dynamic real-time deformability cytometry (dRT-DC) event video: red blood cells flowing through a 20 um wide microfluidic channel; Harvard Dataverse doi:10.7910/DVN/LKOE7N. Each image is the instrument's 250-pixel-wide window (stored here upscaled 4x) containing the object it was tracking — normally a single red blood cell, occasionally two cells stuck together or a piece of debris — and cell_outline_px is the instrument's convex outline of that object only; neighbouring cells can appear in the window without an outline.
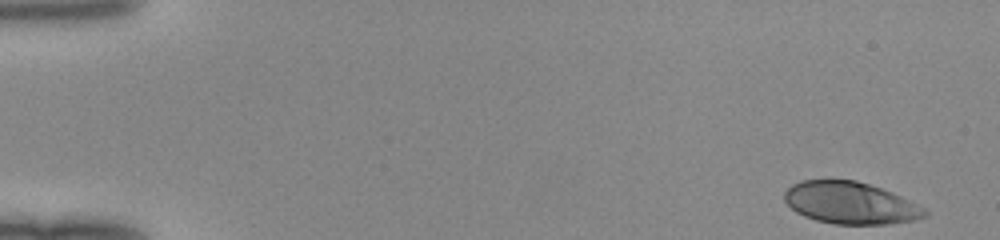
{"species": "human", "species_latin": "Homo sapiens", "temperature_condition": "room temperature", "stored_images_in_passage": 48, "camera_frame_rate_fps": 3000, "um_per_image_px": 0.085, "donor": {"sex": "female"}, "frame": {"image": 1, "passage_image": 1, "time_ms": 0.0, "image_size_px": [1000, 240], "cell_outline_px": [[928, 216], [916, 220], [888, 224], [836, 224], [816, 220], [804, 216], [796, 212], [784, 200], [784, 192], [792, 184], [800, 180], [856, 180], [892, 192], [924, 208], [928, 212]], "centroid_in_image_um": [72.28, 17.25], "position_along_channel_um": 12.7, "area_um2": 34.28}}
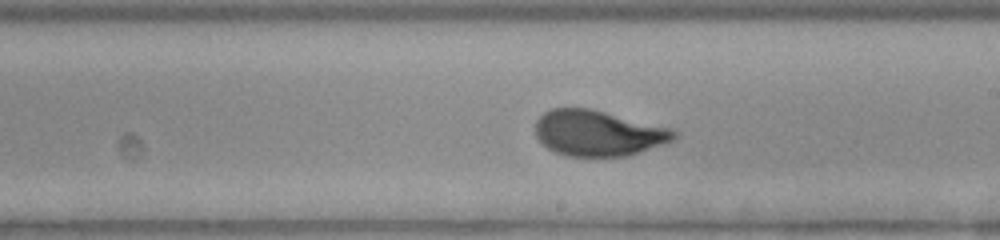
{"frame": {"image": 2, "passage_image": 28, "time_ms": 9.0, "image_size_px": [1000, 240], "cell_outline_px": [[680, 132], [676, 140], [668, 144], [628, 156], [568, 156], [556, 152], [548, 148], [536, 136], [536, 120], [544, 112], [552, 108], [592, 108], [672, 128]], "centroid_in_image_um": [50.94, 11.31], "position_along_channel_um": 238.1, "area_um2": 37.45}}
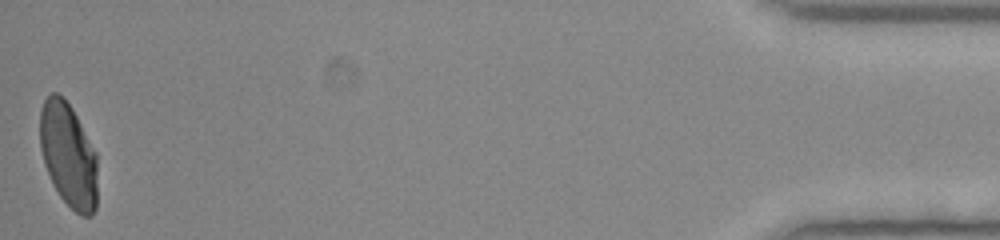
{"frame": {"image": 3, "passage_image": 48, "time_ms": 15.667, "image_size_px": [1000, 240], "cell_outline_px": [[96, 208], [92, 216], [80, 216], [60, 196], [44, 164], [40, 148], [40, 112], [44, 100], [52, 92], [56, 92], [64, 96], [72, 108], [96, 152]], "centroid_in_image_um": [5.81, 13.15], "position_along_channel_um": 429.4, "area_um2": 34.8}}